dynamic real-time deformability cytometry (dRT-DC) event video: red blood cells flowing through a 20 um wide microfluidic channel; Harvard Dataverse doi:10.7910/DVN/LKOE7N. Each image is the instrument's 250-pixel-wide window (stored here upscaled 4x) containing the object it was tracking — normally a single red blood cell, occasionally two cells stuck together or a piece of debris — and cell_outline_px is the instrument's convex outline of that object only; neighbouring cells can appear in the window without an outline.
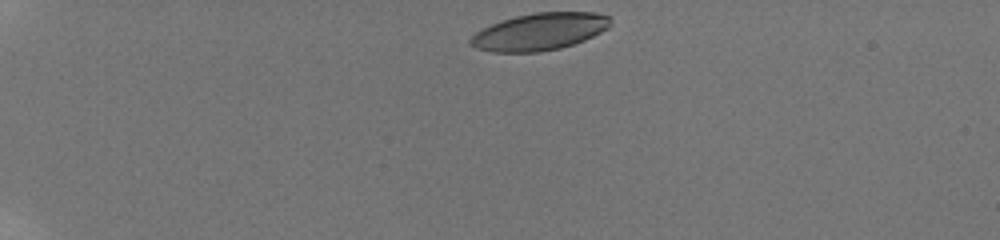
{"species": "human", "species_latin": "Homo sapiens", "temperature_condition": "room temperature", "stored_images_in_passage": 54, "camera_frame_rate_fps": 3000, "um_per_image_px": 0.085, "donor": {"sex": "male"}, "frame": {"image": 1, "passage_image": 1, "time_ms": 0.0, "image_size_px": [1000, 240], "cell_outline_px": [[612, 24], [608, 28], [584, 40], [560, 48], [540, 52], [492, 52], [476, 48], [468, 44], [468, 40], [476, 32], [492, 24], [516, 16], [536, 12], [596, 12], [608, 16], [612, 20]], "centroid_in_image_um": [45.87, 2.69], "position_along_channel_um": 39.1, "area_um2": 30.23}}
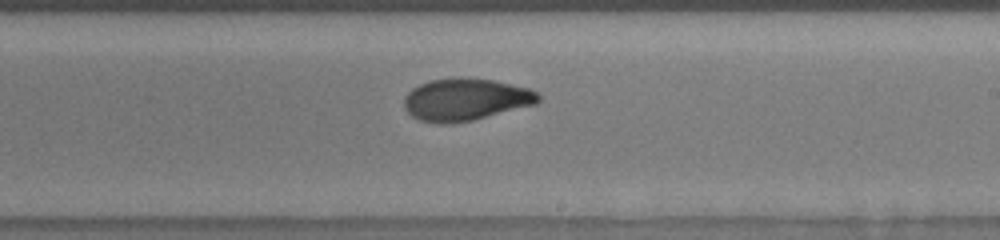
{"frame": {"image": 2, "passage_image": 35, "time_ms": 7.667, "image_size_px": [1000, 240], "cell_outline_px": [[540, 100], [536, 104], [472, 120], [452, 124], [440, 124], [420, 120], [412, 116], [404, 108], [404, 96], [412, 88], [420, 84], [432, 80], [460, 76], [492, 80], [528, 88], [536, 92], [540, 96]], "centroid_in_image_um": [39.54, 8.46], "position_along_channel_um": 249.5, "area_um2": 33.06}}
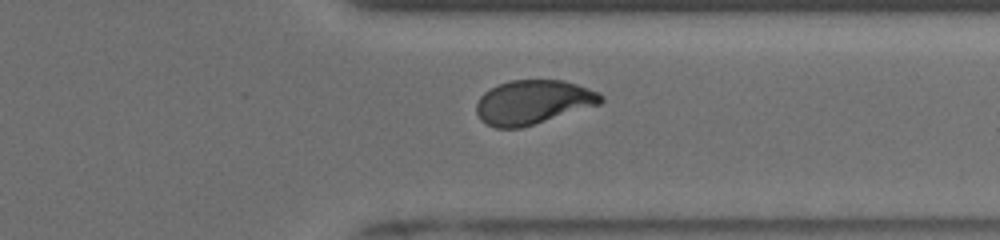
{"frame": {"image": 3, "passage_image": 44, "time_ms": 10.667, "image_size_px": [1000, 240], "cell_outline_px": [[604, 100], [600, 104], [520, 128], [496, 128], [484, 124], [480, 120], [476, 112], [476, 104], [480, 96], [484, 92], [500, 84], [512, 80], [564, 80], [600, 92], [604, 96]], "centroid_in_image_um": [45.3, 8.69], "position_along_channel_um": 366.1, "area_um2": 31.96}, "authors_computed_cell_mechanics": {"area_um2": 32.0501, "velocity_mm_per_s": 3.8802, "shape_relaxation_time_tau1_ms": 3.8034, "shape_relaxation_time_tau2_ms": 1.3818, "deformation_change_tau1": 0.1608, "deformation_change_tau2": 0.0567}}